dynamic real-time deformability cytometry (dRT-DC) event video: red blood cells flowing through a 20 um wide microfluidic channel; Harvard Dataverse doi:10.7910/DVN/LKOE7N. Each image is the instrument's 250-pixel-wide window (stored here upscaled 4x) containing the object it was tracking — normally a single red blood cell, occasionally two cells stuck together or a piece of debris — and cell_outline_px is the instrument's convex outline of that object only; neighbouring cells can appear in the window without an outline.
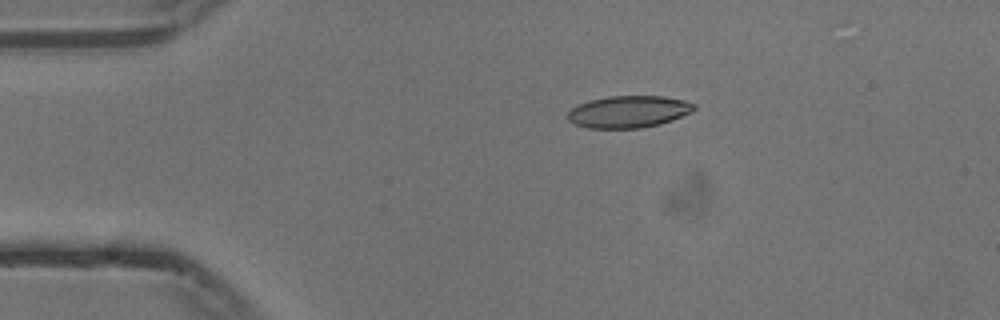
{"species": "common noctule bat (a hibernating species)", "species_latin": "Nyctalus noctula", "temperature_condition": "cold", "stored_images_in_passage": 27, "camera_frame_rate_fps": 3000, "um_per_image_px": 0.085, "animal": {"sex": "male", "body_mass_g": 13.3}, "frame": {"image": 1, "passage_image": 1, "time_ms": 0.0, "image_size_px": [1000, 320], "cell_outline_px": [[696, 108], [692, 112], [672, 120], [660, 124], [640, 128], [588, 128], [576, 124], [568, 120], [568, 112], [572, 108], [588, 100], [608, 96], [664, 96], [684, 100], [696, 104]], "centroid_in_image_um": [53.46, 9.49], "position_along_channel_um": 31.5, "area_um2": 23.58}}
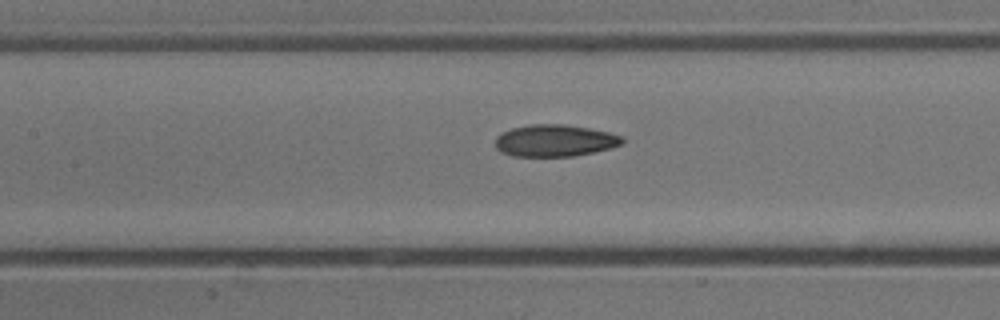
{"frame": {"image": 2, "passage_image": 15, "time_ms": 4.667, "image_size_px": [1000, 320], "cell_outline_px": [[624, 144], [612, 148], [572, 156], [512, 156], [500, 152], [496, 148], [496, 136], [512, 128], [528, 124], [564, 124], [588, 128], [608, 132], [624, 136]], "centroid_in_image_um": [47.18, 11.95], "position_along_channel_um": 160.2, "area_um2": 23.7}}
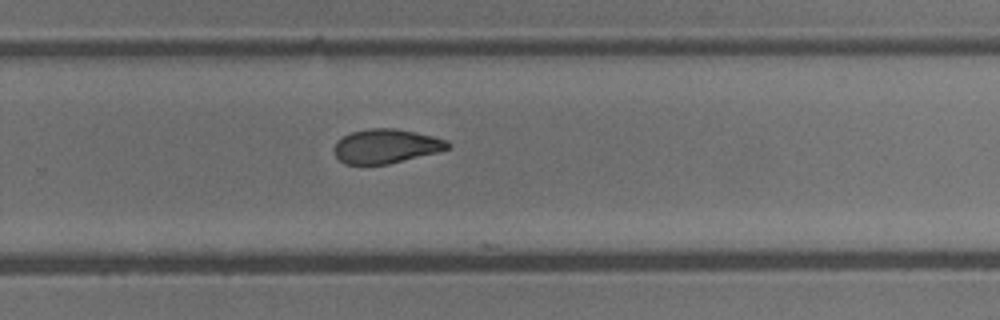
{"frame": {"image": 3, "passage_image": 26, "time_ms": 8.333, "image_size_px": [1000, 320], "cell_outline_px": [[452, 148], [388, 164], [344, 164], [336, 156], [332, 148], [336, 140], [352, 132], [368, 128], [396, 128], [416, 132], [448, 140], [452, 144]], "centroid_in_image_um": [32.81, 12.41], "position_along_channel_um": 297.0, "area_um2": 22.77}}